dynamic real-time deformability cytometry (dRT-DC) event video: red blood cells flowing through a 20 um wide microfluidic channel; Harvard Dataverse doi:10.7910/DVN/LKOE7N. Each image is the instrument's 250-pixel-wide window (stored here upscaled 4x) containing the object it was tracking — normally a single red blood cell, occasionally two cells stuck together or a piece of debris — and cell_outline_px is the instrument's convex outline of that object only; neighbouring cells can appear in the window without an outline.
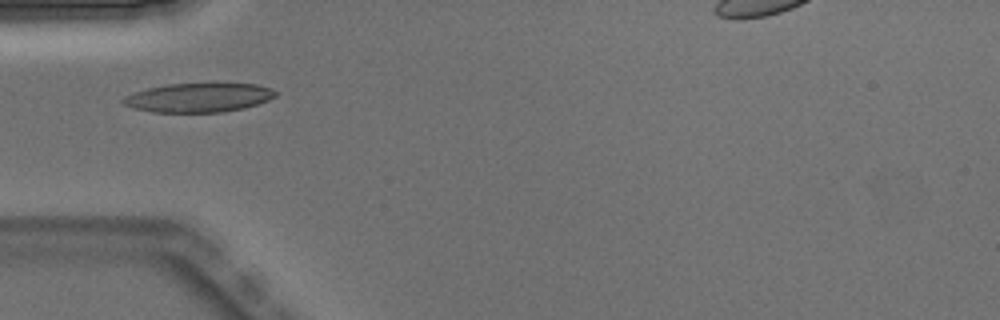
{"species": "Egyptian fruit bat (a non-hibernating species)", "species_latin": "Rousettus aegyptiacus", "temperature_condition": "warm", "stored_images_in_passage": 1, "camera_frame_rate_fps": 3000, "um_per_image_px": 0.085, "animal": {"sex": "male"}, "frame": {"image": 1, "passage_image": 1, "time_ms": 0.0, "image_size_px": [1000, 320], "cell_outline_px": [[280, 92], [276, 96], [268, 100], [244, 108], [220, 112], [152, 112], [132, 108], [124, 104], [120, 100], [124, 96], [148, 88], [168, 84], [256, 84], [272, 88]], "centroid_in_image_um": [16.89, 8.3], "position_along_channel_um": 68.1, "area_um2": 25.72}}